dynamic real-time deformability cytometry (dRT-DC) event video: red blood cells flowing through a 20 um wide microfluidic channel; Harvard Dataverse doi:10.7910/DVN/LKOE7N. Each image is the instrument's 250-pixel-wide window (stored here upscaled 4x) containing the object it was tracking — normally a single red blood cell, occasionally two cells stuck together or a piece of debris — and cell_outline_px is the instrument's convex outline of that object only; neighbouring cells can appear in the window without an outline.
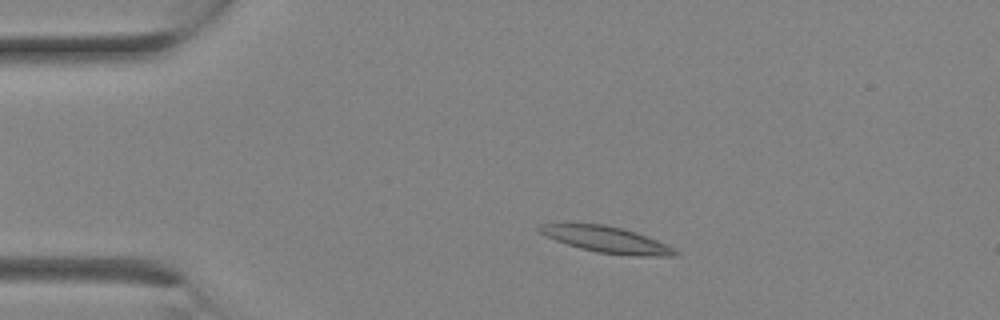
{"species": "Egyptian fruit bat (a non-hibernating species)", "species_latin": "Rousettus aegyptiacus", "temperature_condition": "room temperature", "stored_images_in_passage": 12, "camera_frame_rate_fps": 3000, "um_per_image_px": 0.085, "animal": {"sex": "female"}, "frame": {"image": 1, "passage_image": 4, "time_ms": 1.0, "image_size_px": [1000, 320], "cell_outline_px": [[680, 256], [636, 256], [596, 252], [580, 248], [556, 240], [540, 232], [536, 228], [540, 224], [564, 220], [568, 220], [604, 224], [624, 228], [636, 232], [668, 244], [680, 252]], "centroid_in_image_um": [51.51, 20.31], "position_along_channel_um": 33.5, "area_um2": 21.68}}
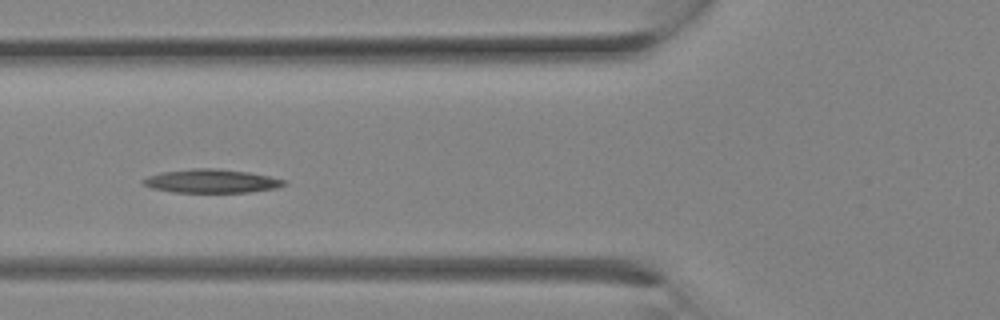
{"frame": {"image": 2, "passage_image": 9, "time_ms": 2.667, "image_size_px": [1000, 320], "cell_outline_px": [[288, 184], [276, 188], [248, 192], [172, 192], [152, 188], [144, 184], [140, 180], [148, 176], [160, 172], [192, 168], [216, 168], [248, 172], [288, 180]], "centroid_in_image_um": [17.98, 15.38], "position_along_channel_um": 107.8, "area_um2": 19.48}}
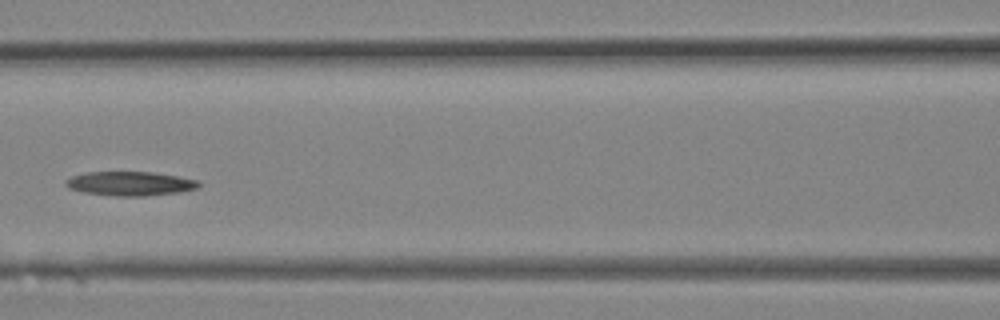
{"frame": {"image": 3, "passage_image": 11, "time_ms": 3.333, "image_size_px": [1000, 320], "cell_outline_px": [[200, 188], [180, 192], [144, 196], [116, 196], [84, 192], [68, 188], [64, 184], [64, 180], [72, 176], [84, 172], [152, 172], [200, 180]], "centroid_in_image_um": [11.07, 15.6], "position_along_channel_um": 155.5, "area_um2": 18.84}}